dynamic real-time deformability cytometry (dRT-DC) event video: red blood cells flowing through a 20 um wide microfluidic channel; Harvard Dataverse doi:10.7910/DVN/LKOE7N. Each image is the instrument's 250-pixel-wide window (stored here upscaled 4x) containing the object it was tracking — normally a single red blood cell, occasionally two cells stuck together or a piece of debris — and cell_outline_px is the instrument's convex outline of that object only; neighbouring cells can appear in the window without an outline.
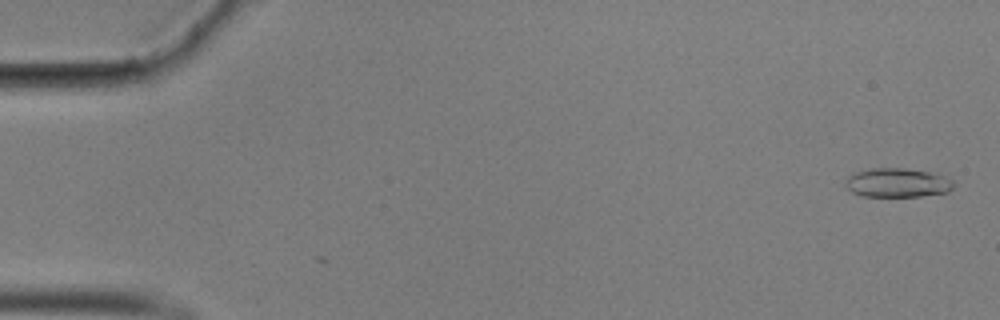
{"species": "common noctule bat (a hibernating species)", "species_latin": "Nyctalus noctula", "temperature_condition": "cold", "stored_images_in_passage": 57, "camera_frame_rate_fps": 3000, "um_per_image_px": 0.085, "animal": {"sex": "male", "body_mass_g": 17.9}, "frame": {"image": 1, "passage_image": 2, "time_ms": 0.333, "image_size_px": [1000, 320], "cell_outline_px": [[952, 188], [948, 192], [920, 196], [860, 196], [852, 192], [844, 184], [844, 180], [848, 176], [856, 172], [872, 168], [904, 168], [928, 172], [944, 176], [952, 180]], "centroid_in_image_um": [76.23, 15.53], "position_along_channel_um": 8.8, "area_um2": 18.21}}
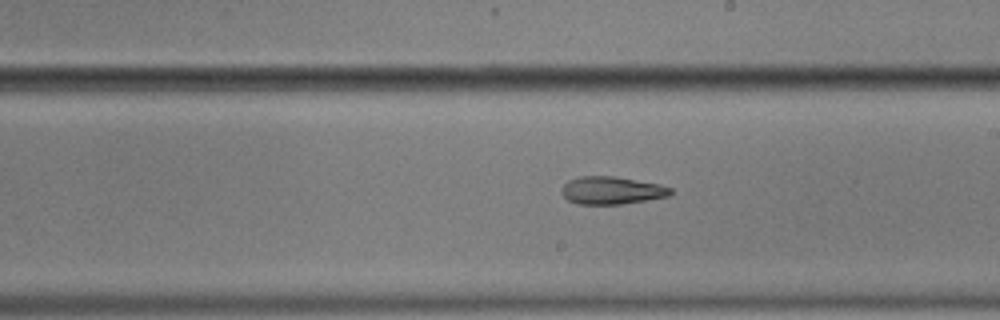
{"frame": {"image": 2, "passage_image": 33, "time_ms": 10.667, "image_size_px": [1000, 320], "cell_outline_px": [[672, 192], [668, 196], [620, 204], [576, 204], [568, 200], [560, 192], [564, 184], [568, 180], [580, 176], [612, 176], [660, 184], [672, 188]], "centroid_in_image_um": [51.95, 16.18], "position_along_channel_um": 237.0, "area_um2": 17.46}}
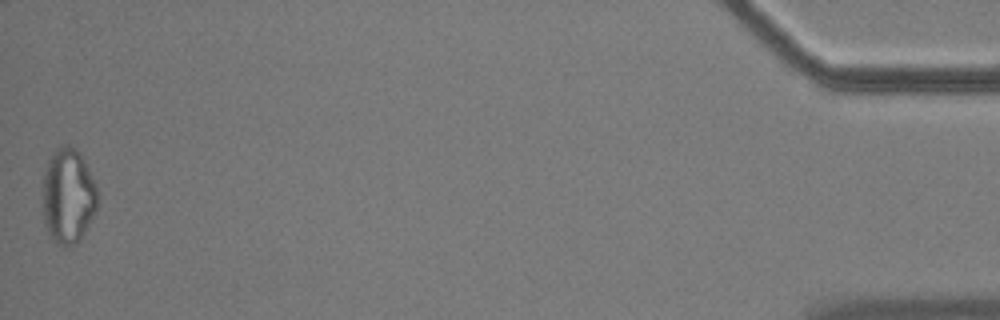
{"frame": {"image": 3, "passage_image": 57, "time_ms": 18.667, "image_size_px": [1000, 320], "cell_outline_px": [[96, 208], [88, 224], [80, 236], [72, 244], [64, 248], [56, 244], [48, 236], [44, 224], [44, 172], [48, 160], [56, 148], [64, 144], [68, 144], [80, 152], [84, 160], [96, 188]], "centroid_in_image_um": [5.75, 16.65], "position_along_channel_um": 429.4, "area_um2": 29.88}, "authors_computed_cell_mechanics": {"area_um2": 18.3226, "velocity_mm_per_s": 3.5302, "shape_relaxation_time_tau1_ms": null, "shape_relaxation_time_tau2_ms": 3.7602, "deformation_change_tau1": null, "deformation_change_tau2": 0.1341}}